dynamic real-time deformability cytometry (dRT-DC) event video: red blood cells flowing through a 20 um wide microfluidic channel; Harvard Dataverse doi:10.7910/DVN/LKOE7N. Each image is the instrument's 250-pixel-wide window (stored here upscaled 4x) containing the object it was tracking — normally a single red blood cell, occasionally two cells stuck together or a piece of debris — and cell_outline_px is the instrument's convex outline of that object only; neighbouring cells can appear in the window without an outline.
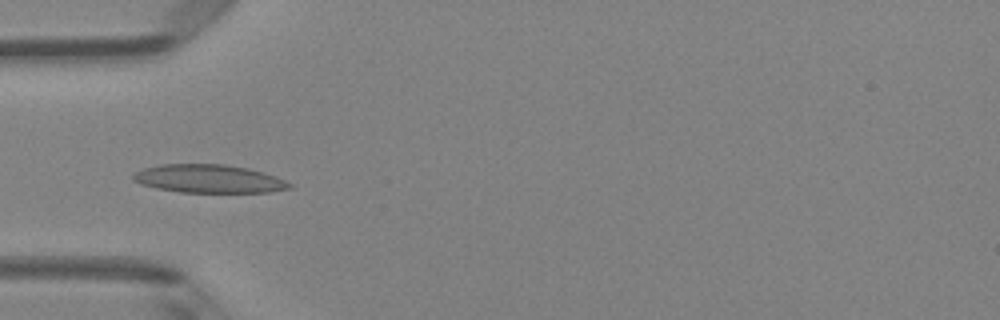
{"species": "Egyptian fruit bat (a non-hibernating species)", "species_latin": "Rousettus aegyptiacus", "temperature_condition": "room temperature", "stored_images_in_passage": 6, "camera_frame_rate_fps": 3000, "um_per_image_px": 0.085, "animal": {"sex": "female"}, "frame": {"image": 1, "passage_image": 5, "time_ms": 4.667, "image_size_px": [1000, 320], "cell_outline_px": [[292, 188], [268, 192], [180, 192], [156, 188], [140, 184], [132, 180], [132, 172], [144, 168], [160, 164], [224, 164], [248, 168], [264, 172], [276, 176], [292, 184]], "centroid_in_image_um": [17.72, 15.19], "position_along_channel_um": 67.3, "area_um2": 25.89}}
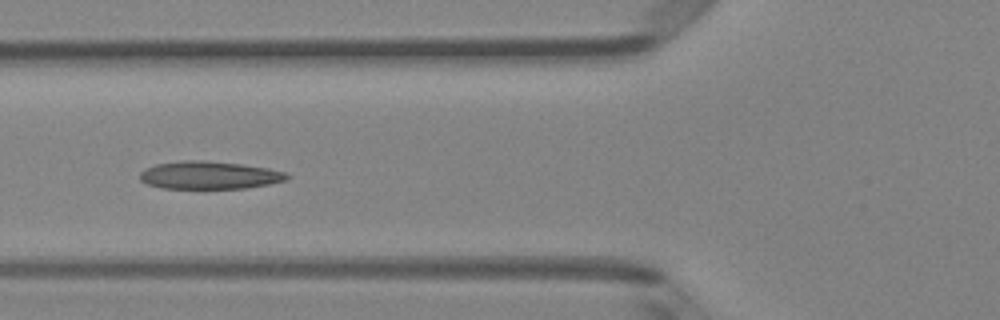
{"frame": {"image": 2, "passage_image": 6, "time_ms": 5.667, "image_size_px": [1000, 320], "cell_outline_px": [[292, 176], [288, 180], [268, 184], [244, 188], [160, 188], [148, 184], [140, 180], [140, 172], [144, 168], [156, 164], [184, 160], [200, 160], [240, 164], [268, 168], [284, 172]], "centroid_in_image_um": [17.78, 14.89], "position_along_channel_um": 108.0, "area_um2": 23.76}}